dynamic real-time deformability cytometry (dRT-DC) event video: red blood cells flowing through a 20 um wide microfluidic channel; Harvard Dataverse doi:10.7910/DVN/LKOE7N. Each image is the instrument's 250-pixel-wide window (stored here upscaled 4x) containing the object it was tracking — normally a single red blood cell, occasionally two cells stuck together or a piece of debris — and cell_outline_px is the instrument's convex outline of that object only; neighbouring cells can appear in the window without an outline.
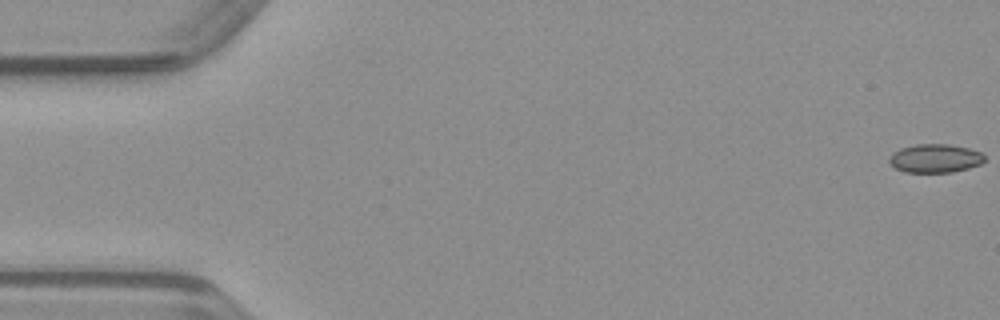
{"species": "common noctule bat (a hibernating species)", "species_latin": "Nyctalus noctula", "temperature_condition": "warm", "stored_images_in_passage": 11, "segment_of_instrument_passage": [1, 2], "camera_frame_rate_fps": 3000, "um_per_image_px": 0.085, "animal": {"sex": "male", "body_mass_g": 23.1, "forearm_length_mm": 52.7}, "frame": {"image": 1, "passage_image": 1, "time_ms": 0.0, "image_size_px": [1000, 320], "cell_outline_px": [[984, 160], [980, 164], [968, 168], [952, 172], [904, 172], [896, 168], [888, 160], [892, 152], [900, 148], [916, 144], [948, 144], [968, 148], [980, 152], [984, 156]], "centroid_in_image_um": [79.46, 13.45], "position_along_channel_um": 5.5, "area_um2": 15.78}}